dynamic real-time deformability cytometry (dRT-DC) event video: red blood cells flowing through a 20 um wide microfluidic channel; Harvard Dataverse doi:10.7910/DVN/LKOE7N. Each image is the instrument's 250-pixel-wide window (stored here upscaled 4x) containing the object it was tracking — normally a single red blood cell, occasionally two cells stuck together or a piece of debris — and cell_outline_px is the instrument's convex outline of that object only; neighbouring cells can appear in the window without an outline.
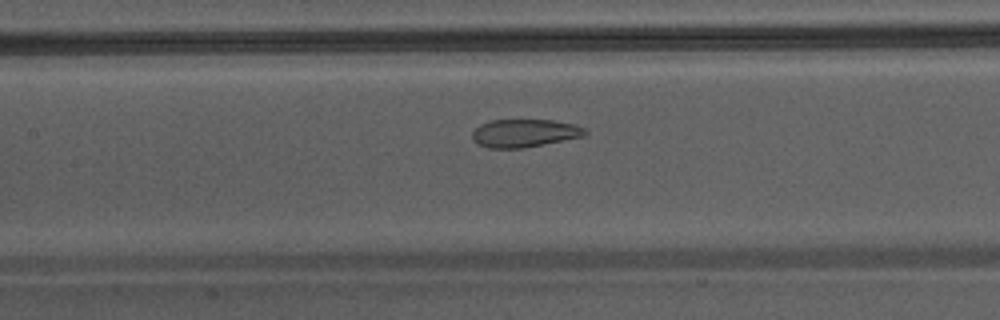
{"species": "Egyptian fruit bat (a non-hibernating species)", "species_latin": "Rousettus aegyptiacus", "temperature_condition": "warm", "stored_images_in_passage": 28, "camera_frame_rate_fps": 3000, "um_per_image_px": 0.085, "animal": {"sex": "male"}, "frame": {"image": 1, "passage_image": 13, "time_ms": 4.0, "image_size_px": [1000, 320], "cell_outline_px": [[588, 132], [584, 136], [524, 148], [488, 148], [476, 144], [472, 140], [472, 132], [480, 124], [492, 120], [552, 120], [572, 124], [584, 128]], "centroid_in_image_um": [44.54, 11.32], "position_along_channel_um": 162.9, "area_um2": 18.38}}
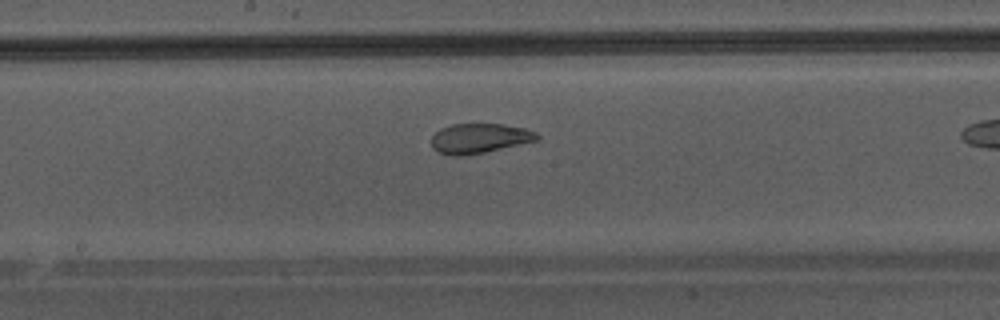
{"frame": {"image": 2, "passage_image": 16, "time_ms": 5.0, "image_size_px": [1000, 320], "cell_outline_px": [[540, 136], [536, 140], [484, 152], [460, 156], [452, 156], [436, 152], [432, 148], [432, 136], [440, 128], [452, 124], [504, 124], [524, 128], [536, 132]], "centroid_in_image_um": [40.7, 11.75], "position_along_channel_um": 207.5, "area_um2": 18.21}}